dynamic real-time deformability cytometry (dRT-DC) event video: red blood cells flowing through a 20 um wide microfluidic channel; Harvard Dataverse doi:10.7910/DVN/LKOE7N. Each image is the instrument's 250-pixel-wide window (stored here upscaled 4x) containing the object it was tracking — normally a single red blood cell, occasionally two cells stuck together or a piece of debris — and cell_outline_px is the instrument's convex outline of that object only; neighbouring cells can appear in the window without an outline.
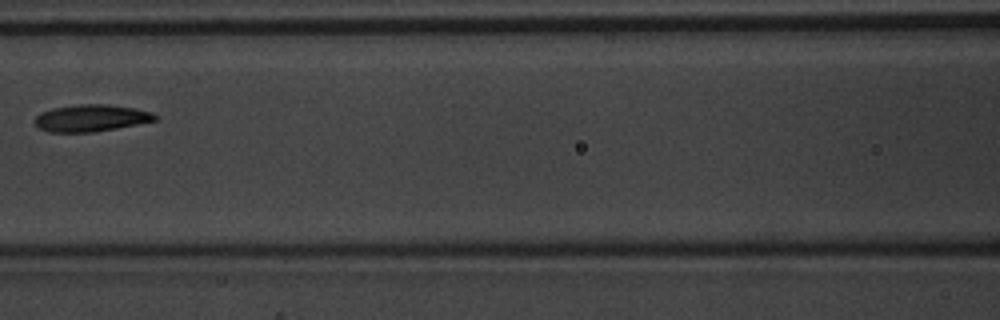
{"species": "common noctule bat (a hibernating species)", "species_latin": "Nyctalus noctula", "temperature_condition": "warm", "stored_images_in_passage": 5, "camera_frame_rate_fps": 3000, "um_per_image_px": 0.085, "animal": {"sex": "male", "body_mass_g": 20.1, "forearm_length_mm": 53.5}, "frame": {"image": 1, "passage_image": 5, "time_ms": 1.333, "image_size_px": [1000, 320], "cell_outline_px": [[156, 120], [116, 128], [92, 132], [52, 132], [40, 128], [36, 124], [36, 116], [40, 112], [52, 108], [80, 104], [108, 104], [136, 108], [152, 112], [156, 116]], "centroid_in_image_um": [7.74, 10.02], "position_along_channel_um": 158.9, "area_um2": 18.67}}